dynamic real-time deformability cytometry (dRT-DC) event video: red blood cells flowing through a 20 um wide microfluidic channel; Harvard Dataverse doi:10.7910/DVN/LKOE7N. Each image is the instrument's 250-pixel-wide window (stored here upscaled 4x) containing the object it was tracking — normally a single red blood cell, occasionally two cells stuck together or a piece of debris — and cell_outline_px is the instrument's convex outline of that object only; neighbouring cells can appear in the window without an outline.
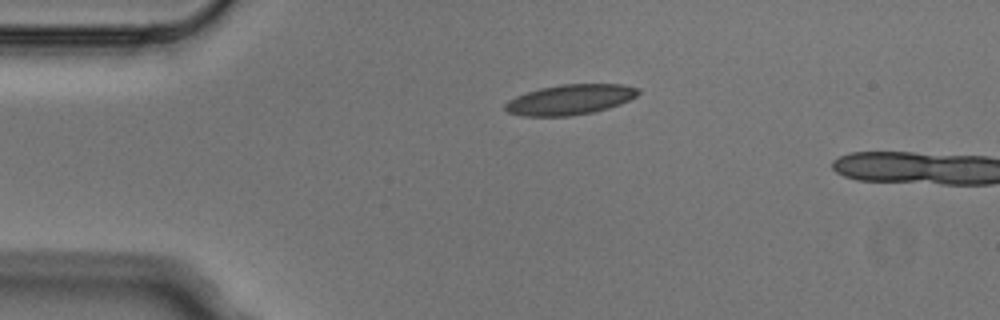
{"species": "Egyptian fruit bat (a non-hibernating species)", "species_latin": "Rousettus aegyptiacus", "temperature_condition": "cold", "stored_images_in_passage": 2, "camera_frame_rate_fps": 3000, "um_per_image_px": 0.085, "animal": {"sex": "male"}, "frame": {"image": 1, "passage_image": 1, "time_ms": 0.0, "image_size_px": [1000, 320], "cell_outline_px": [[640, 92], [636, 96], [620, 104], [608, 108], [592, 112], [572, 116], [524, 116], [508, 112], [504, 108], [504, 104], [508, 100], [516, 96], [540, 88], [560, 84], [624, 84], [636, 88]], "centroid_in_image_um": [48.44, 8.46], "position_along_channel_um": 36.6, "area_um2": 23.35}}